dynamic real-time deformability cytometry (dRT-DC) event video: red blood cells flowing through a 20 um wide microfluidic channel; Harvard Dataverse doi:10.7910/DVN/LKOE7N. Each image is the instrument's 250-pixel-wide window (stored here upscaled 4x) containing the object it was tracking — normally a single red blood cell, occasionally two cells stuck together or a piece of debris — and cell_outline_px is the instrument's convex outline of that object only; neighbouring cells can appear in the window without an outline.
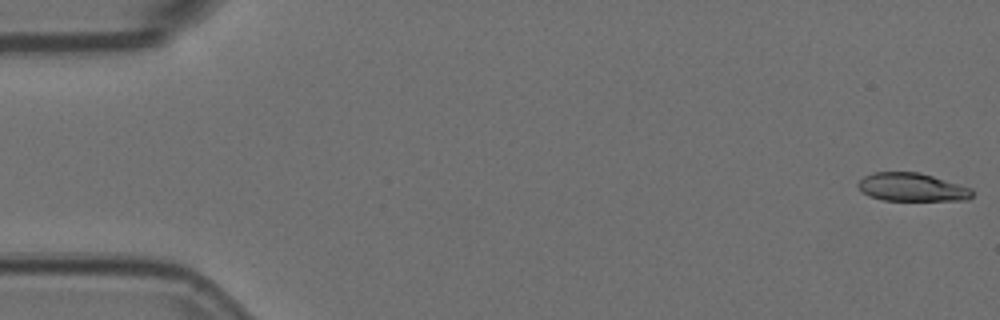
{"species": "Egyptian fruit bat (a non-hibernating species)", "species_latin": "Rousettus aegyptiacus", "temperature_condition": "room temperature", "stored_images_in_passage": 9, "camera_frame_rate_fps": 3000, "um_per_image_px": 0.085, "animal": {"sex": "female"}, "frame": {"image": 1, "passage_image": 1, "time_ms": 0.0, "image_size_px": [1000, 320], "cell_outline_px": [[972, 196], [968, 200], [884, 200], [868, 196], [856, 184], [864, 176], [872, 172], [920, 172], [972, 188]], "centroid_in_image_um": [77.51, 15.91], "position_along_channel_um": 7.5, "area_um2": 18.73}}
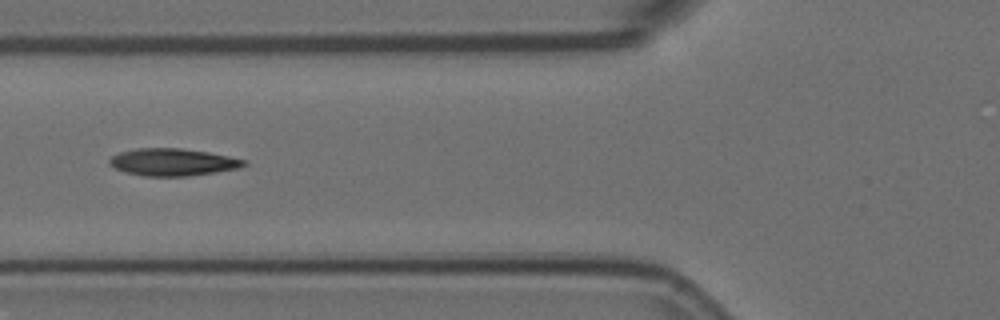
{"frame": {"image": 2, "passage_image": 7, "time_ms": 2.0, "image_size_px": [1000, 320], "cell_outline_px": [[248, 164], [240, 168], [188, 176], [144, 176], [124, 172], [108, 164], [108, 160], [112, 156], [120, 152], [136, 148], [180, 148], [208, 152], [228, 156], [244, 160]], "centroid_in_image_um": [14.66, 13.78], "position_along_channel_um": 111.1, "area_um2": 21.33}}
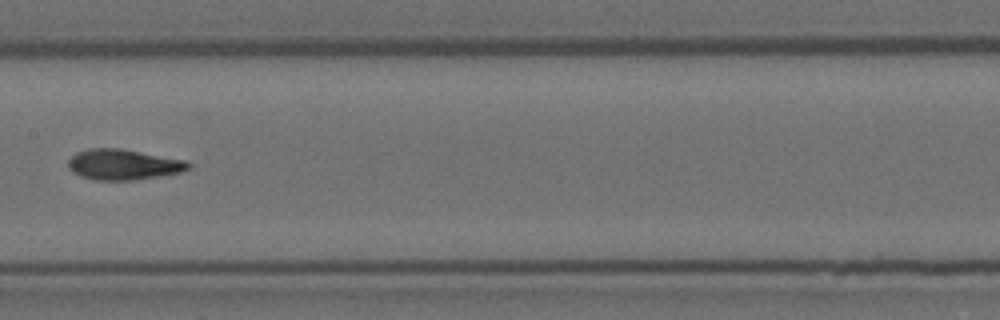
{"frame": {"image": 3, "passage_image": 9, "time_ms": 2.667, "image_size_px": [1000, 320], "cell_outline_px": [[192, 168], [180, 172], [132, 180], [96, 180], [80, 176], [72, 172], [68, 168], [68, 160], [76, 152], [88, 148], [120, 148], [188, 160], [192, 164]], "centroid_in_image_um": [10.49, 13.97], "position_along_channel_um": 196.9, "area_um2": 21.56}}